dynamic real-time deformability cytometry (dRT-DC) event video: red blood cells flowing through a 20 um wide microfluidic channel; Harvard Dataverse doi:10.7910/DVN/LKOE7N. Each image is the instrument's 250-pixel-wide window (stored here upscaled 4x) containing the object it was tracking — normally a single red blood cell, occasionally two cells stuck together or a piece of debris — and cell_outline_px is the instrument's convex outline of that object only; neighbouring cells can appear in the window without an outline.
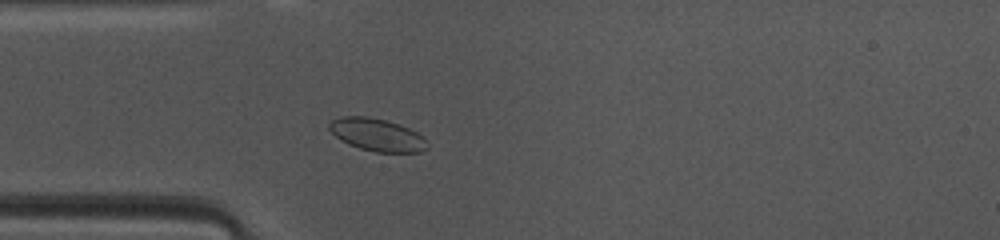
{"species": "common noctule bat (a hibernating species)", "species_latin": "Nyctalus noctula", "temperature_condition": "warm", "stored_images_in_passage": 47, "camera_frame_rate_fps": 3000, "um_per_image_px": 0.085, "animal": {"sex": "female", "body_mass_g": 10.0, "forearm_length_mm": 53.1}, "frame": {"image": 1, "passage_image": 12, "time_ms": 3.667, "image_size_px": [1000, 240], "cell_outline_px": [[428, 148], [420, 152], [376, 152], [360, 148], [348, 144], [340, 140], [328, 128], [328, 124], [332, 120], [340, 116], [368, 116], [400, 124], [416, 132], [428, 144]], "centroid_in_image_um": [32.01, 11.45], "position_along_channel_um": 53.0, "area_um2": 18.5}}
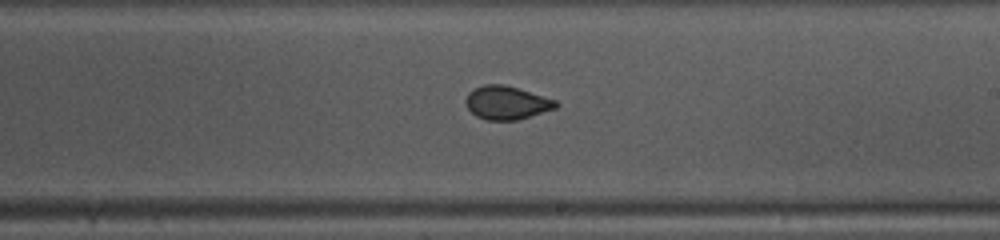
{"frame": {"image": 2, "passage_image": 26, "time_ms": 8.333, "image_size_px": [1000, 240], "cell_outline_px": [[560, 104], [556, 108], [516, 120], [484, 120], [476, 116], [468, 108], [464, 100], [468, 92], [472, 88], [484, 84], [504, 84], [556, 100]], "centroid_in_image_um": [43.02, 8.72], "position_along_channel_um": 246.0, "area_um2": 17.57}}
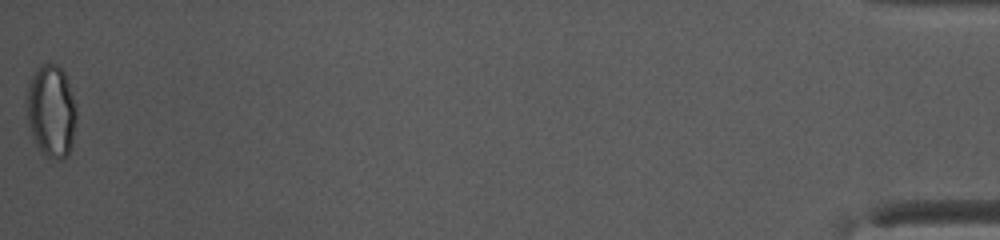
{"frame": {"image": 3, "passage_image": 47, "time_ms": 15.333, "image_size_px": [1000, 240], "cell_outline_px": [[76, 124], [72, 144], [68, 156], [60, 160], [48, 156], [40, 152], [32, 136], [28, 120], [28, 88], [32, 76], [44, 64], [56, 64], [64, 72], [76, 108]], "centroid_in_image_um": [4.39, 9.5], "position_along_channel_um": 430.8, "area_um2": 26.24}, "authors_computed_cell_mechanics": {"area_um2": 18.4382, "velocity_mm_per_s": 4.1662, "shape_relaxation_time_tau1_ms": null, "shape_relaxation_time_tau2_ms": 1.0193, "deformation_change_tau1": null, "deformation_change_tau2": 0.032}}